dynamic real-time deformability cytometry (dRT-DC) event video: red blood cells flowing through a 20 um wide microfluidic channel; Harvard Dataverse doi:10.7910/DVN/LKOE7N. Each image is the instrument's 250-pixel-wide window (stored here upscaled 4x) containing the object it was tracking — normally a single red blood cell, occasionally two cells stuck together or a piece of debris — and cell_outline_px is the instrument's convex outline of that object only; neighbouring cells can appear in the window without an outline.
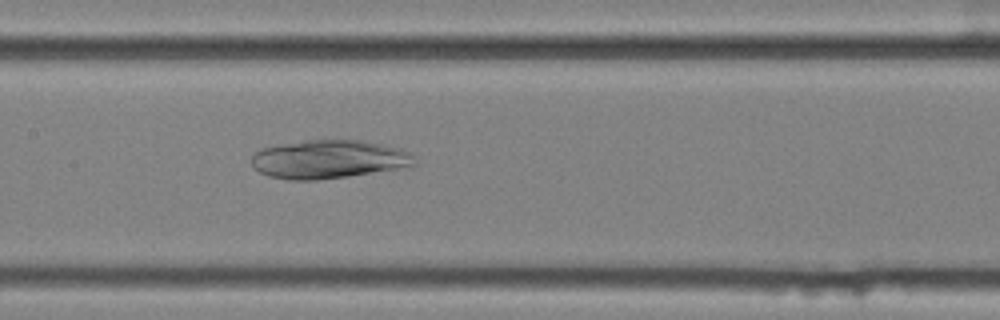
{"species": "common noctule bat (a hibernating species)", "species_latin": "Nyctalus noctula", "temperature_condition": "cold", "stored_images_in_passage": 49, "camera_frame_rate_fps": 3000, "um_per_image_px": 0.085, "animal": {"sex": "female", "body_mass_g": 25.1}, "frame": {"image": 1, "passage_image": 21, "time_ms": 6.667, "image_size_px": [1000, 320], "cell_outline_px": [[416, 164], [408, 168], [348, 176], [316, 180], [288, 180], [268, 176], [260, 172], [252, 164], [252, 156], [256, 152], [264, 148], [280, 144], [308, 140], [360, 140], [400, 148], [408, 152], [412, 156]], "centroid_in_image_um": [27.97, 13.55], "position_along_channel_um": 179.4, "area_um2": 36.53}}
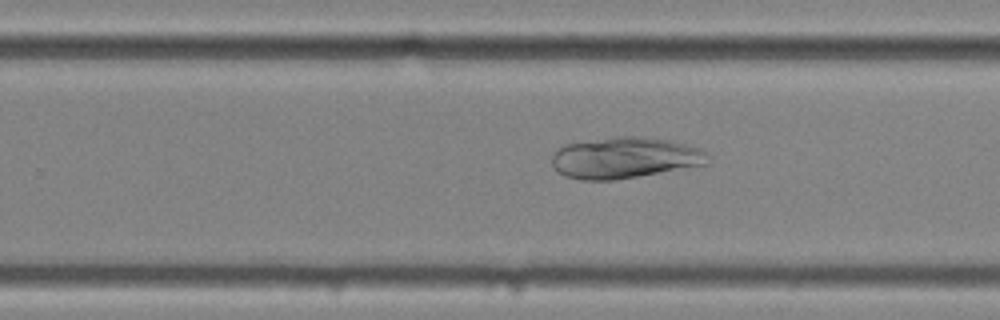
{"frame": {"image": 2, "passage_image": 29, "time_ms": 9.333, "image_size_px": [1000, 320], "cell_outline_px": [[708, 164], [612, 180], [580, 180], [564, 176], [552, 168], [552, 156], [556, 148], [564, 144], [620, 136], [640, 136], [668, 140], [700, 148], [708, 152]], "centroid_in_image_um": [53.06, 13.41], "position_along_channel_um": 276.7, "area_um2": 37.4}}
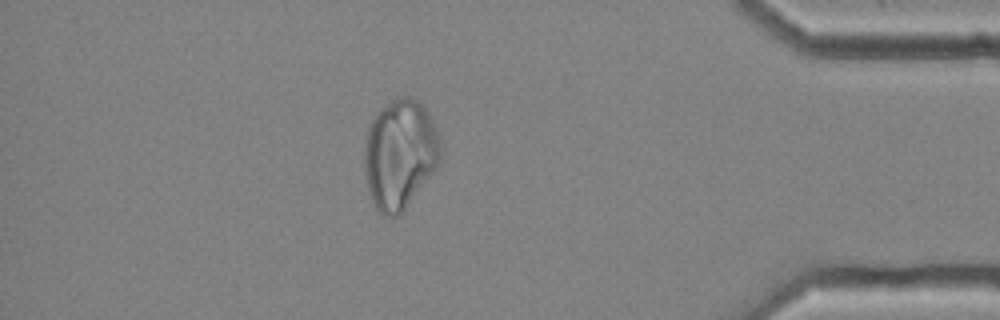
{"frame": {"image": 3, "passage_image": 42, "time_ms": 13.667, "image_size_px": [1000, 320], "cell_outline_px": [[440, 160], [432, 172], [404, 208], [396, 216], [384, 216], [376, 208], [372, 200], [368, 188], [364, 172], [364, 148], [368, 128], [372, 120], [392, 100], [400, 96], [412, 96], [428, 112], [440, 136]], "centroid_in_image_um": [33.98, 13.08], "position_along_channel_um": 401.2, "area_um2": 47.74}}